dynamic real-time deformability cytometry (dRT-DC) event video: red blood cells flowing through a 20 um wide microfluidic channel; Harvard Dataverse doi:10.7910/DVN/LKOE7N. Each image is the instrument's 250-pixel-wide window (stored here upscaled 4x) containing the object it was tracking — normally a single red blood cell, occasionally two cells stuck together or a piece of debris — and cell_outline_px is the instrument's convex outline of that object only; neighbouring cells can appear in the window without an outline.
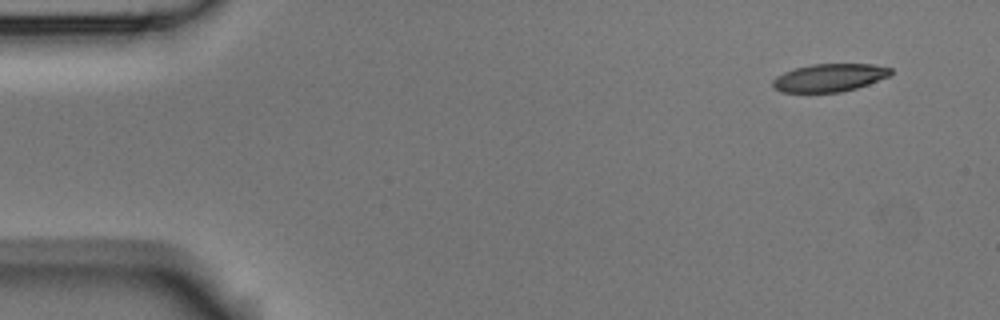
{"species": "Egyptian fruit bat (a non-hibernating species)", "species_latin": "Rousettus aegyptiacus", "temperature_condition": "room temperature", "stored_images_in_passage": 5, "segment_of_instrument_passage": [1, 2], "camera_frame_rate_fps": 3000, "um_per_image_px": 0.085, "animal": {"sex": "male"}, "frame": {"image": 1, "passage_image": 1, "time_ms": 0.0, "image_size_px": [1000, 320], "cell_outline_px": [[892, 72], [888, 76], [868, 84], [856, 88], [840, 92], [780, 92], [772, 88], [772, 80], [776, 76], [784, 72], [796, 68], [812, 64], [872, 64], [892, 68]], "centroid_in_image_um": [70.46, 6.6], "position_along_channel_um": 14.5, "area_um2": 19.13}}